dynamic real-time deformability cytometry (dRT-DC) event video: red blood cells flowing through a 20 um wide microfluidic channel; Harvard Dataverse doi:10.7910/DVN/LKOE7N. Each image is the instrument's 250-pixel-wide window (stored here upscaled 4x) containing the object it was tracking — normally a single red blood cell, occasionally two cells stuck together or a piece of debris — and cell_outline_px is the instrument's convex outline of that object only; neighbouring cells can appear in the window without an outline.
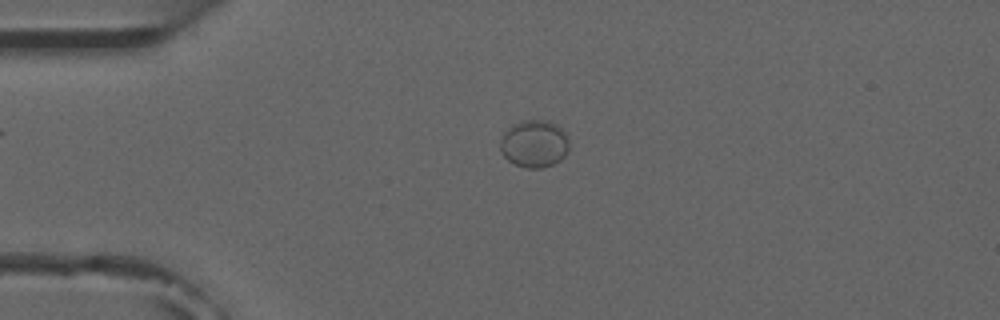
{"species": "common noctule bat (a hibernating species)", "species_latin": "Nyctalus noctula", "temperature_condition": "room temperature", "stored_images_in_passage": 4, "camera_frame_rate_fps": 3000, "um_per_image_px": 0.085, "animal": {"sex": "male", "forearm_length_mm": 52.5}, "frame": {"image": 1, "passage_image": 4, "time_ms": 3.667, "image_size_px": [1000, 320], "cell_outline_px": [[568, 148], [564, 156], [560, 160], [552, 164], [540, 168], [524, 168], [508, 160], [500, 152], [500, 140], [504, 132], [512, 124], [524, 120], [548, 120], [556, 124], [568, 132]], "centroid_in_image_um": [45.41, 12.2], "position_along_channel_um": 39.6, "area_um2": 19.25}}